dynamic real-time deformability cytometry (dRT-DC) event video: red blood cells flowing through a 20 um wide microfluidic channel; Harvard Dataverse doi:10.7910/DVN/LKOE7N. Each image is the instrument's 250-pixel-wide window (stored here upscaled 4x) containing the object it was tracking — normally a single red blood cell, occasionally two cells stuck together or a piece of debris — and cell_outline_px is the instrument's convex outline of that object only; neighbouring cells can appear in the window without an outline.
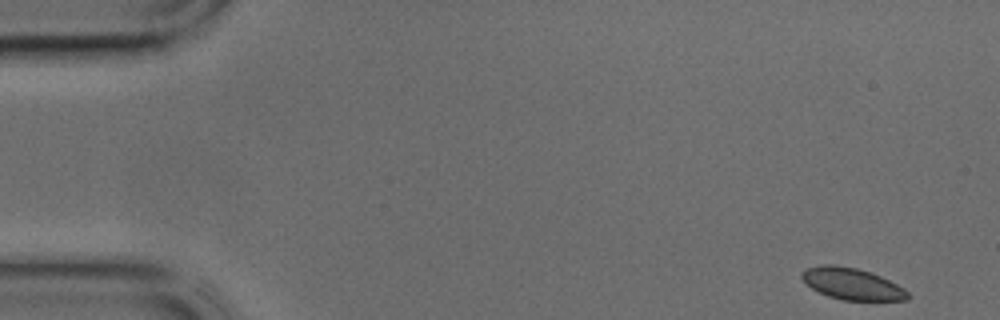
{"species": "common noctule bat (a hibernating species)", "species_latin": "Nyctalus noctula", "temperature_condition": "cold", "stored_images_in_passage": 42, "camera_frame_rate_fps": 3000, "um_per_image_px": 0.085, "animal": {"sex": "male", "body_mass_g": 17.9, "forearm_length_mm": 54.2}, "frame": {"image": 1, "passage_image": 1, "time_ms": 0.0, "image_size_px": [1000, 320], "cell_outline_px": [[912, 296], [908, 300], [840, 300], [828, 296], [812, 288], [800, 276], [800, 272], [808, 268], [824, 264], [836, 264], [856, 268], [872, 272], [904, 288]], "centroid_in_image_um": [72.44, 24.12], "position_along_channel_um": 12.6, "area_um2": 19.54}}
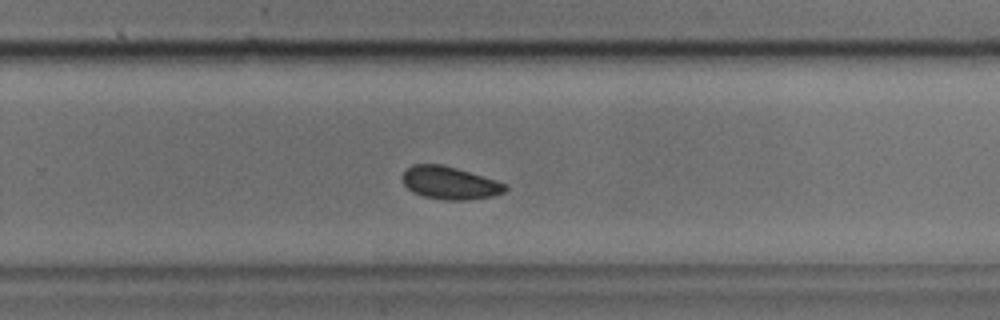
{"frame": {"image": 2, "passage_image": 27, "time_ms": 8.667, "image_size_px": [1000, 320], "cell_outline_px": [[508, 188], [504, 192], [492, 196], [468, 200], [444, 200], [424, 196], [412, 192], [404, 184], [404, 172], [412, 164], [440, 164], [456, 168], [496, 180], [508, 184]], "centroid_in_image_um": [38.26, 15.55], "position_along_channel_um": 291.5, "area_um2": 19.48}}
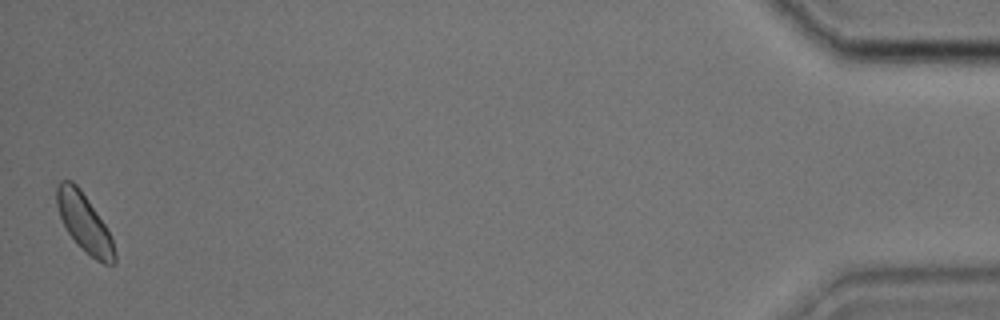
{"frame": {"image": 3, "passage_image": 42, "time_ms": 13.667, "image_size_px": [1000, 320], "cell_outline_px": [[116, 264], [104, 264], [96, 260], [76, 244], [68, 232], [60, 216], [56, 204], [56, 184], [60, 180], [72, 180], [80, 188], [112, 236], [116, 252]], "centroid_in_image_um": [7.17, 18.95], "position_along_channel_um": 428.0, "area_um2": 19.65}}